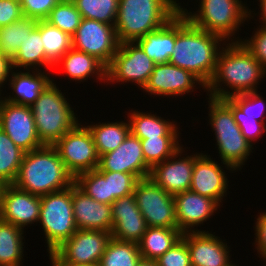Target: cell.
<instances>
[{"instance_id":"1","label":"cell","mask_w":266,"mask_h":266,"mask_svg":"<svg viewBox=\"0 0 266 266\" xmlns=\"http://www.w3.org/2000/svg\"><path fill=\"white\" fill-rule=\"evenodd\" d=\"M264 78L266 70L241 42H227L218 54L214 75L205 92L219 99L255 92Z\"/></svg>"},{"instance_id":"2","label":"cell","mask_w":266,"mask_h":266,"mask_svg":"<svg viewBox=\"0 0 266 266\" xmlns=\"http://www.w3.org/2000/svg\"><path fill=\"white\" fill-rule=\"evenodd\" d=\"M226 43L219 35L196 27L178 12L176 40L169 63L192 72L207 86L214 75L218 54Z\"/></svg>"},{"instance_id":"3","label":"cell","mask_w":266,"mask_h":266,"mask_svg":"<svg viewBox=\"0 0 266 266\" xmlns=\"http://www.w3.org/2000/svg\"><path fill=\"white\" fill-rule=\"evenodd\" d=\"M74 181L57 149L53 145H43L24 154L12 184L33 195L44 196L67 189Z\"/></svg>"},{"instance_id":"4","label":"cell","mask_w":266,"mask_h":266,"mask_svg":"<svg viewBox=\"0 0 266 266\" xmlns=\"http://www.w3.org/2000/svg\"><path fill=\"white\" fill-rule=\"evenodd\" d=\"M177 13L175 0H119L117 38L120 44L136 42L163 27Z\"/></svg>"},{"instance_id":"5","label":"cell","mask_w":266,"mask_h":266,"mask_svg":"<svg viewBox=\"0 0 266 266\" xmlns=\"http://www.w3.org/2000/svg\"><path fill=\"white\" fill-rule=\"evenodd\" d=\"M175 2L177 12L182 13L196 27L219 35L226 42L241 41L242 38L238 36L240 26L249 22V7L245 1L243 3L242 0H199L195 12L181 6L179 0Z\"/></svg>"},{"instance_id":"6","label":"cell","mask_w":266,"mask_h":266,"mask_svg":"<svg viewBox=\"0 0 266 266\" xmlns=\"http://www.w3.org/2000/svg\"><path fill=\"white\" fill-rule=\"evenodd\" d=\"M54 82L52 79L30 106L38 137L44 145H54L80 122V115L74 112L68 95L66 98V93Z\"/></svg>"},{"instance_id":"7","label":"cell","mask_w":266,"mask_h":266,"mask_svg":"<svg viewBox=\"0 0 266 266\" xmlns=\"http://www.w3.org/2000/svg\"><path fill=\"white\" fill-rule=\"evenodd\" d=\"M208 125L215 135L217 153L221 164L231 166L236 172L241 171L255 149L242 135L234 119L231 108L219 98L208 96Z\"/></svg>"},{"instance_id":"8","label":"cell","mask_w":266,"mask_h":266,"mask_svg":"<svg viewBox=\"0 0 266 266\" xmlns=\"http://www.w3.org/2000/svg\"><path fill=\"white\" fill-rule=\"evenodd\" d=\"M39 225L45 236L47 252L53 253L78 229L72 206V186L40 196Z\"/></svg>"},{"instance_id":"9","label":"cell","mask_w":266,"mask_h":266,"mask_svg":"<svg viewBox=\"0 0 266 266\" xmlns=\"http://www.w3.org/2000/svg\"><path fill=\"white\" fill-rule=\"evenodd\" d=\"M155 62L143 51L137 42H124L119 45L110 65L106 68V83H131L143 89ZM121 82V83H120Z\"/></svg>"},{"instance_id":"10","label":"cell","mask_w":266,"mask_h":266,"mask_svg":"<svg viewBox=\"0 0 266 266\" xmlns=\"http://www.w3.org/2000/svg\"><path fill=\"white\" fill-rule=\"evenodd\" d=\"M67 171L74 179L99 166V155L88 127L79 122L54 145Z\"/></svg>"},{"instance_id":"11","label":"cell","mask_w":266,"mask_h":266,"mask_svg":"<svg viewBox=\"0 0 266 266\" xmlns=\"http://www.w3.org/2000/svg\"><path fill=\"white\" fill-rule=\"evenodd\" d=\"M133 194L148 227L178 228L174 196L151 178L139 179Z\"/></svg>"},{"instance_id":"12","label":"cell","mask_w":266,"mask_h":266,"mask_svg":"<svg viewBox=\"0 0 266 266\" xmlns=\"http://www.w3.org/2000/svg\"><path fill=\"white\" fill-rule=\"evenodd\" d=\"M120 42L115 26L82 18L72 36V48L90 54L106 68L118 50Z\"/></svg>"},{"instance_id":"13","label":"cell","mask_w":266,"mask_h":266,"mask_svg":"<svg viewBox=\"0 0 266 266\" xmlns=\"http://www.w3.org/2000/svg\"><path fill=\"white\" fill-rule=\"evenodd\" d=\"M111 238L107 231L77 230L53 253L71 266H98Z\"/></svg>"},{"instance_id":"14","label":"cell","mask_w":266,"mask_h":266,"mask_svg":"<svg viewBox=\"0 0 266 266\" xmlns=\"http://www.w3.org/2000/svg\"><path fill=\"white\" fill-rule=\"evenodd\" d=\"M226 168V172L224 170ZM227 170L230 173L236 171L229 165H220L215 158L208 155V153L195 152V161L191 178L190 191L207 196L215 200L220 206L223 203V199L227 197V193L230 189L228 184L229 177L227 176ZM228 191V192H227Z\"/></svg>"},{"instance_id":"15","label":"cell","mask_w":266,"mask_h":266,"mask_svg":"<svg viewBox=\"0 0 266 266\" xmlns=\"http://www.w3.org/2000/svg\"><path fill=\"white\" fill-rule=\"evenodd\" d=\"M0 128L25 153L42 147L30 106L0 99Z\"/></svg>"},{"instance_id":"16","label":"cell","mask_w":266,"mask_h":266,"mask_svg":"<svg viewBox=\"0 0 266 266\" xmlns=\"http://www.w3.org/2000/svg\"><path fill=\"white\" fill-rule=\"evenodd\" d=\"M199 86V87H198ZM206 91V85L192 72L179 68L176 65L156 64L148 82L144 86L143 93L156 97H180L181 95L195 92V89Z\"/></svg>"},{"instance_id":"17","label":"cell","mask_w":266,"mask_h":266,"mask_svg":"<svg viewBox=\"0 0 266 266\" xmlns=\"http://www.w3.org/2000/svg\"><path fill=\"white\" fill-rule=\"evenodd\" d=\"M186 148L188 149L182 146L173 156L155 164L150 171L149 178L173 196L188 191L191 187L195 154L188 155Z\"/></svg>"},{"instance_id":"18","label":"cell","mask_w":266,"mask_h":266,"mask_svg":"<svg viewBox=\"0 0 266 266\" xmlns=\"http://www.w3.org/2000/svg\"><path fill=\"white\" fill-rule=\"evenodd\" d=\"M40 196L5 184L0 199V219L25 230L39 222ZM32 224V225H31ZM27 227V228H26Z\"/></svg>"},{"instance_id":"19","label":"cell","mask_w":266,"mask_h":266,"mask_svg":"<svg viewBox=\"0 0 266 266\" xmlns=\"http://www.w3.org/2000/svg\"><path fill=\"white\" fill-rule=\"evenodd\" d=\"M97 170L130 173L143 179L149 177L151 167L145 162L140 138L129 133L117 149L99 157Z\"/></svg>"},{"instance_id":"20","label":"cell","mask_w":266,"mask_h":266,"mask_svg":"<svg viewBox=\"0 0 266 266\" xmlns=\"http://www.w3.org/2000/svg\"><path fill=\"white\" fill-rule=\"evenodd\" d=\"M192 266H227L232 260L230 246L212 231L187 232L182 234Z\"/></svg>"},{"instance_id":"21","label":"cell","mask_w":266,"mask_h":266,"mask_svg":"<svg viewBox=\"0 0 266 266\" xmlns=\"http://www.w3.org/2000/svg\"><path fill=\"white\" fill-rule=\"evenodd\" d=\"M178 229L182 233L206 231L198 229L209 221L221 206L212 198L190 190L174 196ZM219 209V210H218Z\"/></svg>"},{"instance_id":"22","label":"cell","mask_w":266,"mask_h":266,"mask_svg":"<svg viewBox=\"0 0 266 266\" xmlns=\"http://www.w3.org/2000/svg\"><path fill=\"white\" fill-rule=\"evenodd\" d=\"M112 238L139 243L147 230V223L140 212L134 194L116 199L111 204Z\"/></svg>"},{"instance_id":"23","label":"cell","mask_w":266,"mask_h":266,"mask_svg":"<svg viewBox=\"0 0 266 266\" xmlns=\"http://www.w3.org/2000/svg\"><path fill=\"white\" fill-rule=\"evenodd\" d=\"M72 206L78 230H98L111 233L113 220L110 204L94 200L74 183L72 185Z\"/></svg>"},{"instance_id":"24","label":"cell","mask_w":266,"mask_h":266,"mask_svg":"<svg viewBox=\"0 0 266 266\" xmlns=\"http://www.w3.org/2000/svg\"><path fill=\"white\" fill-rule=\"evenodd\" d=\"M50 75L44 70L13 69L7 82L8 90L11 88L13 92L6 96L3 94L2 98L10 103L31 106L52 81Z\"/></svg>"},{"instance_id":"25","label":"cell","mask_w":266,"mask_h":266,"mask_svg":"<svg viewBox=\"0 0 266 266\" xmlns=\"http://www.w3.org/2000/svg\"><path fill=\"white\" fill-rule=\"evenodd\" d=\"M57 68H61L60 71L64 69L62 74L65 73L67 79L73 82L83 83L91 80L90 78H94V81L98 79L101 83L106 82V67L90 54L74 48L68 50L55 63L53 70H58Z\"/></svg>"},{"instance_id":"26","label":"cell","mask_w":266,"mask_h":266,"mask_svg":"<svg viewBox=\"0 0 266 266\" xmlns=\"http://www.w3.org/2000/svg\"><path fill=\"white\" fill-rule=\"evenodd\" d=\"M154 111L141 112L138 110H130L127 114L130 133L140 139L158 138L161 136H181L176 121L165 119L162 115L153 114ZM180 134V135H179Z\"/></svg>"},{"instance_id":"27","label":"cell","mask_w":266,"mask_h":266,"mask_svg":"<svg viewBox=\"0 0 266 266\" xmlns=\"http://www.w3.org/2000/svg\"><path fill=\"white\" fill-rule=\"evenodd\" d=\"M176 40V15L160 29L147 33L136 42L155 64L169 63Z\"/></svg>"},{"instance_id":"28","label":"cell","mask_w":266,"mask_h":266,"mask_svg":"<svg viewBox=\"0 0 266 266\" xmlns=\"http://www.w3.org/2000/svg\"><path fill=\"white\" fill-rule=\"evenodd\" d=\"M13 69L18 70H52L54 65L46 58L42 39L39 32V21L37 26L26 35V38L18 48L12 59ZM43 68V69H42Z\"/></svg>"},{"instance_id":"29","label":"cell","mask_w":266,"mask_h":266,"mask_svg":"<svg viewBox=\"0 0 266 266\" xmlns=\"http://www.w3.org/2000/svg\"><path fill=\"white\" fill-rule=\"evenodd\" d=\"M92 124L86 126L90 130L94 144L96 146L97 153L99 157L117 149L120 144L125 140V138L130 133V126L128 119L124 121H116V122H91Z\"/></svg>"},{"instance_id":"30","label":"cell","mask_w":266,"mask_h":266,"mask_svg":"<svg viewBox=\"0 0 266 266\" xmlns=\"http://www.w3.org/2000/svg\"><path fill=\"white\" fill-rule=\"evenodd\" d=\"M178 228L148 227L138 243L141 257L156 260L182 238Z\"/></svg>"},{"instance_id":"31","label":"cell","mask_w":266,"mask_h":266,"mask_svg":"<svg viewBox=\"0 0 266 266\" xmlns=\"http://www.w3.org/2000/svg\"><path fill=\"white\" fill-rule=\"evenodd\" d=\"M25 233L20 227L0 219V266H24Z\"/></svg>"},{"instance_id":"32","label":"cell","mask_w":266,"mask_h":266,"mask_svg":"<svg viewBox=\"0 0 266 266\" xmlns=\"http://www.w3.org/2000/svg\"><path fill=\"white\" fill-rule=\"evenodd\" d=\"M39 32L46 58L55 65L72 48V37L46 20L39 21Z\"/></svg>"},{"instance_id":"33","label":"cell","mask_w":266,"mask_h":266,"mask_svg":"<svg viewBox=\"0 0 266 266\" xmlns=\"http://www.w3.org/2000/svg\"><path fill=\"white\" fill-rule=\"evenodd\" d=\"M259 92L237 94L222 100L231 108L234 117H250L266 125V102Z\"/></svg>"},{"instance_id":"34","label":"cell","mask_w":266,"mask_h":266,"mask_svg":"<svg viewBox=\"0 0 266 266\" xmlns=\"http://www.w3.org/2000/svg\"><path fill=\"white\" fill-rule=\"evenodd\" d=\"M37 26V20L23 16L14 23L0 27V52L14 58L27 34Z\"/></svg>"},{"instance_id":"35","label":"cell","mask_w":266,"mask_h":266,"mask_svg":"<svg viewBox=\"0 0 266 266\" xmlns=\"http://www.w3.org/2000/svg\"><path fill=\"white\" fill-rule=\"evenodd\" d=\"M24 154L0 128V181L4 185L15 181Z\"/></svg>"},{"instance_id":"36","label":"cell","mask_w":266,"mask_h":266,"mask_svg":"<svg viewBox=\"0 0 266 266\" xmlns=\"http://www.w3.org/2000/svg\"><path fill=\"white\" fill-rule=\"evenodd\" d=\"M141 258L137 243L111 238L98 266H136Z\"/></svg>"},{"instance_id":"37","label":"cell","mask_w":266,"mask_h":266,"mask_svg":"<svg viewBox=\"0 0 266 266\" xmlns=\"http://www.w3.org/2000/svg\"><path fill=\"white\" fill-rule=\"evenodd\" d=\"M180 138V139H179ZM145 162L152 168L173 156L182 146L179 136L140 139Z\"/></svg>"},{"instance_id":"38","label":"cell","mask_w":266,"mask_h":266,"mask_svg":"<svg viewBox=\"0 0 266 266\" xmlns=\"http://www.w3.org/2000/svg\"><path fill=\"white\" fill-rule=\"evenodd\" d=\"M82 18L115 26L119 0H71Z\"/></svg>"},{"instance_id":"39","label":"cell","mask_w":266,"mask_h":266,"mask_svg":"<svg viewBox=\"0 0 266 266\" xmlns=\"http://www.w3.org/2000/svg\"><path fill=\"white\" fill-rule=\"evenodd\" d=\"M82 16L71 0H61L51 9L46 19L51 25L64 31L71 37L80 25Z\"/></svg>"},{"instance_id":"40","label":"cell","mask_w":266,"mask_h":266,"mask_svg":"<svg viewBox=\"0 0 266 266\" xmlns=\"http://www.w3.org/2000/svg\"><path fill=\"white\" fill-rule=\"evenodd\" d=\"M74 183L94 200L109 204L108 180L97 169L79 174Z\"/></svg>"},{"instance_id":"41","label":"cell","mask_w":266,"mask_h":266,"mask_svg":"<svg viewBox=\"0 0 266 266\" xmlns=\"http://www.w3.org/2000/svg\"><path fill=\"white\" fill-rule=\"evenodd\" d=\"M106 180L109 188V204L116 199L128 196L134 192L138 178L134 174L123 172L99 171Z\"/></svg>"},{"instance_id":"42","label":"cell","mask_w":266,"mask_h":266,"mask_svg":"<svg viewBox=\"0 0 266 266\" xmlns=\"http://www.w3.org/2000/svg\"><path fill=\"white\" fill-rule=\"evenodd\" d=\"M158 266H192L190 253L183 238L156 259Z\"/></svg>"},{"instance_id":"43","label":"cell","mask_w":266,"mask_h":266,"mask_svg":"<svg viewBox=\"0 0 266 266\" xmlns=\"http://www.w3.org/2000/svg\"><path fill=\"white\" fill-rule=\"evenodd\" d=\"M252 36L241 39V43L253 54L266 70V28L258 26Z\"/></svg>"},{"instance_id":"44","label":"cell","mask_w":266,"mask_h":266,"mask_svg":"<svg viewBox=\"0 0 266 266\" xmlns=\"http://www.w3.org/2000/svg\"><path fill=\"white\" fill-rule=\"evenodd\" d=\"M25 17L34 20H46L51 9L61 0H19Z\"/></svg>"},{"instance_id":"45","label":"cell","mask_w":266,"mask_h":266,"mask_svg":"<svg viewBox=\"0 0 266 266\" xmlns=\"http://www.w3.org/2000/svg\"><path fill=\"white\" fill-rule=\"evenodd\" d=\"M244 138L254 147L255 143L260 140L266 133V125L250 117H234Z\"/></svg>"},{"instance_id":"46","label":"cell","mask_w":266,"mask_h":266,"mask_svg":"<svg viewBox=\"0 0 266 266\" xmlns=\"http://www.w3.org/2000/svg\"><path fill=\"white\" fill-rule=\"evenodd\" d=\"M23 16L19 0H0V27L14 23Z\"/></svg>"},{"instance_id":"47","label":"cell","mask_w":266,"mask_h":266,"mask_svg":"<svg viewBox=\"0 0 266 266\" xmlns=\"http://www.w3.org/2000/svg\"><path fill=\"white\" fill-rule=\"evenodd\" d=\"M257 218L255 219V225H254V238L255 242L253 243L255 246V251H257V254L260 259L265 260L266 259V210L262 213L259 212L258 215H256Z\"/></svg>"},{"instance_id":"48","label":"cell","mask_w":266,"mask_h":266,"mask_svg":"<svg viewBox=\"0 0 266 266\" xmlns=\"http://www.w3.org/2000/svg\"><path fill=\"white\" fill-rule=\"evenodd\" d=\"M13 70L12 60L0 52V94L3 93L4 85H7L8 79L10 78L11 72Z\"/></svg>"},{"instance_id":"49","label":"cell","mask_w":266,"mask_h":266,"mask_svg":"<svg viewBox=\"0 0 266 266\" xmlns=\"http://www.w3.org/2000/svg\"><path fill=\"white\" fill-rule=\"evenodd\" d=\"M259 3L257 4L260 8H258L259 12H254V9H250L249 8V21H251V19L257 15L259 17L258 21H259V26L265 27L266 28V0H257ZM259 14V15H258ZM255 15V16H254Z\"/></svg>"},{"instance_id":"50","label":"cell","mask_w":266,"mask_h":266,"mask_svg":"<svg viewBox=\"0 0 266 266\" xmlns=\"http://www.w3.org/2000/svg\"><path fill=\"white\" fill-rule=\"evenodd\" d=\"M51 266H71L61 261L54 253H48Z\"/></svg>"},{"instance_id":"51","label":"cell","mask_w":266,"mask_h":266,"mask_svg":"<svg viewBox=\"0 0 266 266\" xmlns=\"http://www.w3.org/2000/svg\"><path fill=\"white\" fill-rule=\"evenodd\" d=\"M136 266H158L156 260L141 258Z\"/></svg>"},{"instance_id":"52","label":"cell","mask_w":266,"mask_h":266,"mask_svg":"<svg viewBox=\"0 0 266 266\" xmlns=\"http://www.w3.org/2000/svg\"><path fill=\"white\" fill-rule=\"evenodd\" d=\"M3 186H4V184L0 181V199H1V192H2Z\"/></svg>"},{"instance_id":"53","label":"cell","mask_w":266,"mask_h":266,"mask_svg":"<svg viewBox=\"0 0 266 266\" xmlns=\"http://www.w3.org/2000/svg\"><path fill=\"white\" fill-rule=\"evenodd\" d=\"M227 266H239V264H235V263H233V261L229 264V265H227Z\"/></svg>"},{"instance_id":"54","label":"cell","mask_w":266,"mask_h":266,"mask_svg":"<svg viewBox=\"0 0 266 266\" xmlns=\"http://www.w3.org/2000/svg\"><path fill=\"white\" fill-rule=\"evenodd\" d=\"M263 261H264V262H263V263H264V265H263V266H266V259H265V260H263Z\"/></svg>"}]
</instances>
